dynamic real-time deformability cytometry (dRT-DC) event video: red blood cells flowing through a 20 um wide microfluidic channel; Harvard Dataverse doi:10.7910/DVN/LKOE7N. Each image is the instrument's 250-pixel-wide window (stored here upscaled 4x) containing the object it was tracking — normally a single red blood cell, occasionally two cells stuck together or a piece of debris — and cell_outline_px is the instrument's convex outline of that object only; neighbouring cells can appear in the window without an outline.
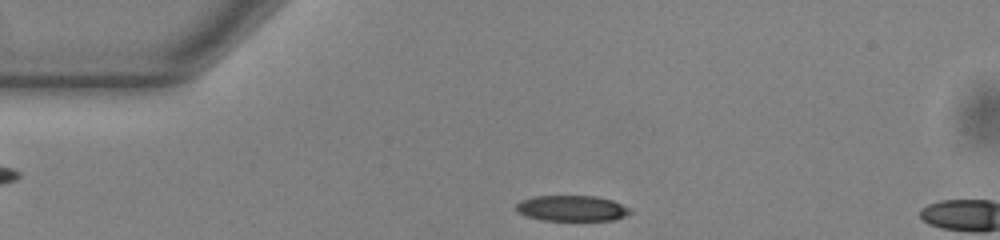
{"species": "common noctule bat (a hibernating species)", "species_latin": "Nyctalus noctula", "temperature_condition": "warm", "stored_images_in_passage": 42, "camera_frame_rate_fps": 3000, "um_per_image_px": 0.085, "animal": {"sex": "male", "body_mass_g": 13.0, "forearm_length_mm": 53.1}, "frame": {"image": 1, "passage_image": 1, "time_ms": 0.0, "image_size_px": [1000, 240], "cell_outline_px": [[632, 212], [616, 220], [540, 220], [516, 212], [516, 204], [520, 200], [536, 196], [596, 196], [612, 200], [628, 208]], "centroid_in_image_um": [48.58, 17.7], "position_along_channel_um": 36.4, "area_um2": 16.99}}
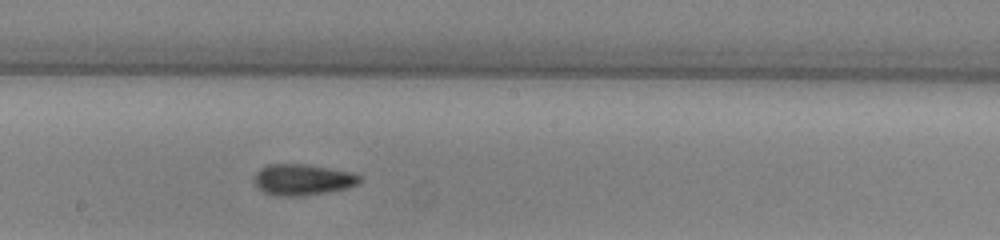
{"frame": {"image": 2, "passage_image": 18, "time_ms": 5.667, "image_size_px": [1000, 240], "cell_outline_px": [[364, 180], [360, 184], [348, 188], [328, 192], [304, 196], [276, 196], [264, 192], [256, 188], [252, 180], [256, 172], [264, 164], [308, 164], [356, 172]], "centroid_in_image_um": [25.75, 15.27], "position_along_channel_um": 222.5, "area_um2": 19.88}}
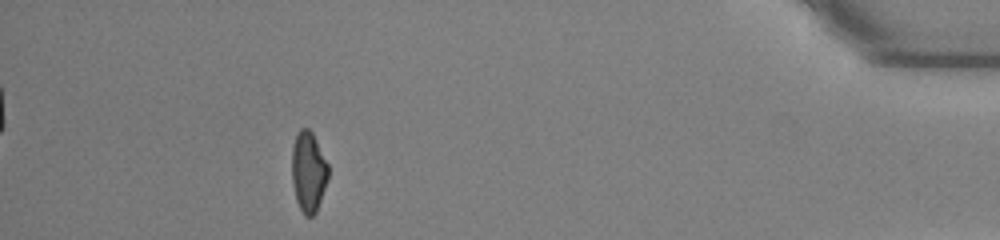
{"frame": {"image": 3, "passage_image": 37, "time_ms": 12.0, "image_size_px": [1000, 240], "cell_outline_px": [[328, 180], [316, 212], [312, 216], [304, 216], [296, 200], [292, 180], [292, 148], [296, 132], [300, 128], [308, 128], [312, 132], [328, 164]], "centroid_in_image_um": [26.21, 14.59], "position_along_channel_um": 409.0, "area_um2": 17.11}, "authors_computed_cell_mechanics": {"area_um2": 18.1492, "velocity_mm_per_s": 3.8893, "shape_relaxation_time_tau1_ms": 3.9289, "shape_relaxation_time_tau2_ms": 4.8793, "deformation_change_tau1": 0.1319, "deformation_change_tau2": 0.1301}}